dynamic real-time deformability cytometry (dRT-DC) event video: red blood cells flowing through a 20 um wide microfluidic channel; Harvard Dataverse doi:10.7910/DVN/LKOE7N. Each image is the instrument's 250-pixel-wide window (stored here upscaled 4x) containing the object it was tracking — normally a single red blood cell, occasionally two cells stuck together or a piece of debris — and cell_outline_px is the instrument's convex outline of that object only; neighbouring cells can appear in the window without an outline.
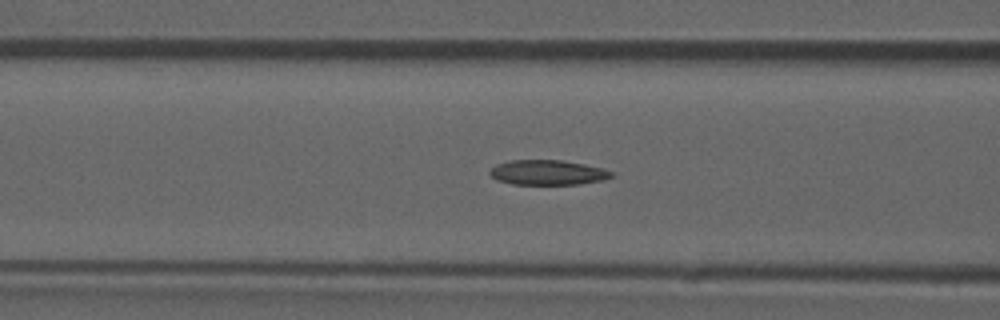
{"species": "common noctule bat (a hibernating species)", "species_latin": "Nyctalus noctula", "temperature_condition": "room temperature", "stored_images_in_passage": 46, "camera_frame_rate_fps": 3000, "um_per_image_px": 0.085, "animal": {"sex": "male", "forearm_length_mm": 52.5}, "frame": {"image": 1, "passage_image": 20, "time_ms": 6.333, "image_size_px": [1000, 320], "cell_outline_px": [[612, 176], [600, 180], [580, 184], [512, 184], [496, 180], [488, 172], [496, 164], [512, 160], [564, 160], [584, 164], [600, 168], [612, 172]], "centroid_in_image_um": [46.5, 14.66], "position_along_channel_um": 120.1, "area_um2": 17.46}}
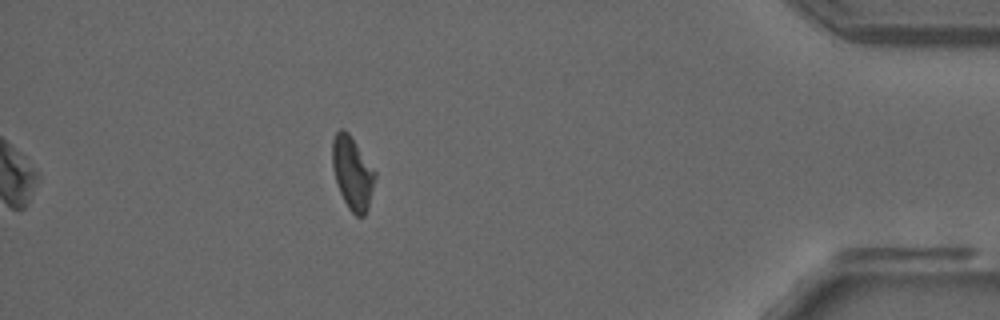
{"frame": {"image": 2, "passage_image": 46, "time_ms": 15.0, "image_size_px": [1000, 320], "cell_outline_px": [[376, 176], [368, 208], [364, 216], [356, 216], [348, 208], [340, 192], [332, 168], [332, 140], [336, 132], [340, 128], [344, 128], [348, 132], [376, 172]], "centroid_in_image_um": [29.95, 14.69], "position_along_channel_um": 405.3, "area_um2": 18.03}, "authors_computed_cell_mechanics": {"area_um2": 18.6116, "velocity_mm_per_s": 3.8542, "shape_relaxation_time_tau1_ms": null, "shape_relaxation_time_tau2_ms": 4.0614, "deformation_change_tau1": null, "deformation_change_tau2": 0.1275}}